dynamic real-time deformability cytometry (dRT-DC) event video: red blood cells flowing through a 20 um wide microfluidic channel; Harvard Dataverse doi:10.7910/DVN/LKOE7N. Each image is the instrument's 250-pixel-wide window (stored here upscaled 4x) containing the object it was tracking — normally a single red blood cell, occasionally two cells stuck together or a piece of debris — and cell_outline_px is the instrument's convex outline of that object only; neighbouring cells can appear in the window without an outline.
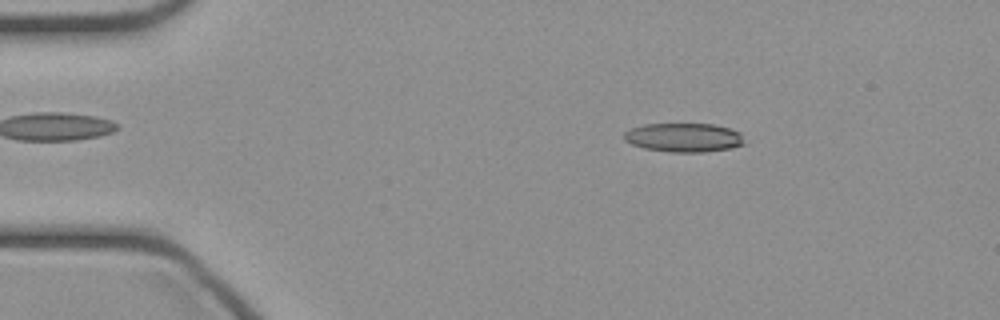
{"species": "common noctule bat (a hibernating species)", "species_latin": "Nyctalus noctula", "temperature_condition": "cold", "stored_images_in_passage": 45, "camera_frame_rate_fps": 3000, "um_per_image_px": 0.085, "animal": {"sex": "female", "body_mass_g": 21.9}, "frame": {"image": 1, "passage_image": 6, "time_ms": 1.667, "image_size_px": [1000, 320], "cell_outline_px": [[744, 144], [732, 148], [704, 152], [672, 152], [644, 148], [632, 144], [624, 140], [624, 132], [632, 128], [644, 124], [712, 124], [728, 128], [740, 132]], "centroid_in_image_um": [58.12, 11.69], "position_along_channel_um": 26.9, "area_um2": 20.17}}
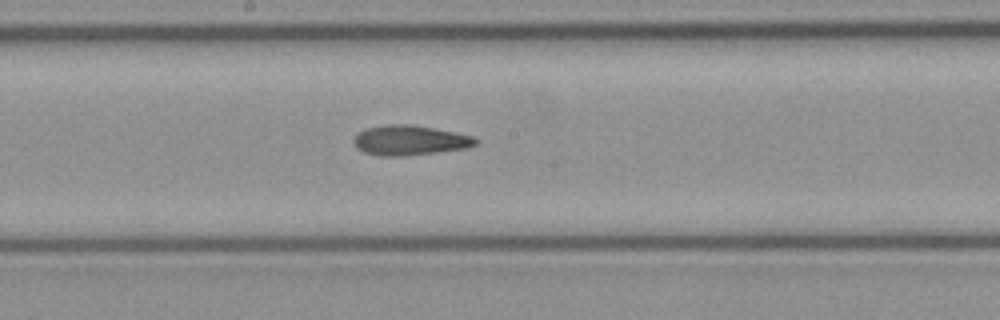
{"frame": {"image": 2, "passage_image": 23, "time_ms": 7.333, "image_size_px": [1000, 320], "cell_outline_px": [[480, 140], [476, 144], [464, 148], [436, 152], [400, 156], [380, 156], [364, 152], [356, 148], [352, 140], [360, 132], [368, 128], [388, 124], [408, 124], [432, 128], [472, 136]], "centroid_in_image_um": [34.8, 11.93], "position_along_channel_um": 213.4, "area_um2": 20.87}}
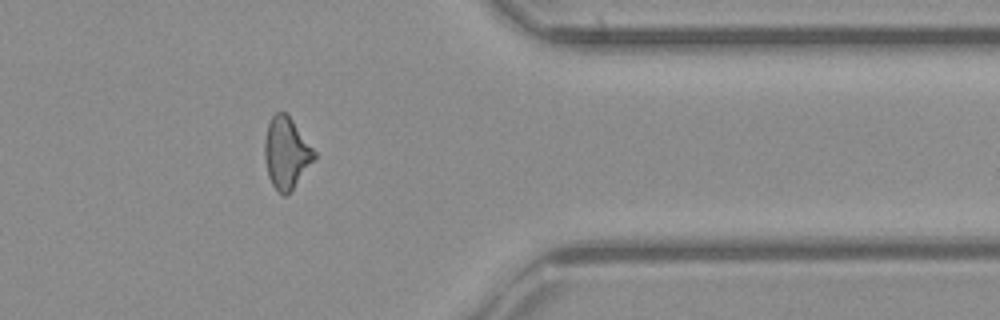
{"frame": {"image": 3, "passage_image": 36, "time_ms": 11.667, "image_size_px": [1000, 320], "cell_outline_px": [[316, 156], [292, 188], [284, 196], [272, 184], [268, 176], [264, 156], [264, 140], [268, 124], [272, 116], [276, 112], [288, 112], [316, 152]], "centroid_in_image_um": [24.32, 12.92], "position_along_channel_um": 387.1, "area_um2": 20.4}}